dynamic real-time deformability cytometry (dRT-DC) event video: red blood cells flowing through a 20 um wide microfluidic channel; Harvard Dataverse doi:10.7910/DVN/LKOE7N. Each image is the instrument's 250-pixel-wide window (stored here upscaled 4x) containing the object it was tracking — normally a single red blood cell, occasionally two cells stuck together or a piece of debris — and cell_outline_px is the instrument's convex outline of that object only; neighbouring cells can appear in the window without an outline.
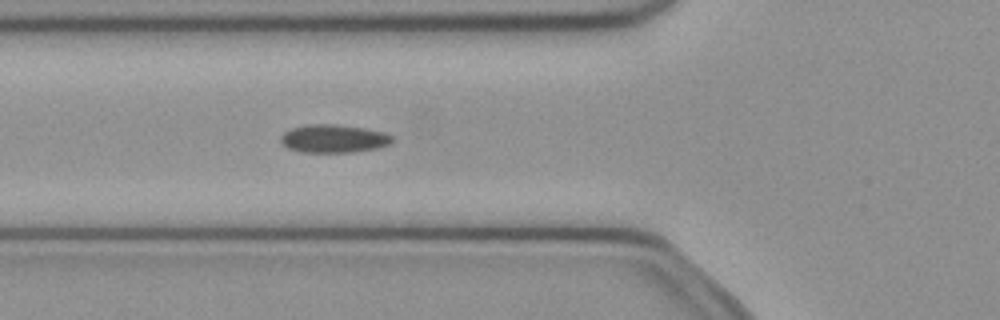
{"species": "common noctule bat (a hibernating species)", "species_latin": "Nyctalus noctula", "temperature_condition": "cold", "stored_images_in_passage": 51, "camera_frame_rate_fps": 3000, "um_per_image_px": 0.085, "animal": {"sex": "female", "body_mass_g": 21.9}, "frame": {"image": 1, "passage_image": 18, "time_ms": 5.667, "image_size_px": [1000, 320], "cell_outline_px": [[396, 140], [392, 144], [376, 148], [352, 152], [300, 152], [288, 148], [280, 140], [280, 136], [284, 132], [292, 128], [304, 124], [336, 124], [364, 128], [384, 132], [392, 136]], "centroid_in_image_um": [28.38, 11.78], "position_along_channel_um": 97.4, "area_um2": 18.44}}
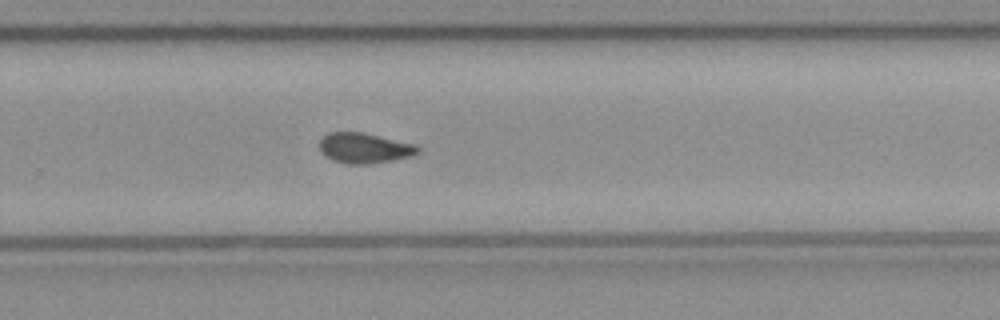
{"frame": {"image": 2, "passage_image": 33, "time_ms": 10.667, "image_size_px": [1000, 320], "cell_outline_px": [[420, 152], [412, 156], [372, 164], [348, 164], [332, 160], [324, 156], [320, 152], [320, 140], [328, 132], [364, 132], [416, 144], [420, 148]], "centroid_in_image_um": [30.98, 12.58], "position_along_channel_um": 298.8, "area_um2": 17.63}}
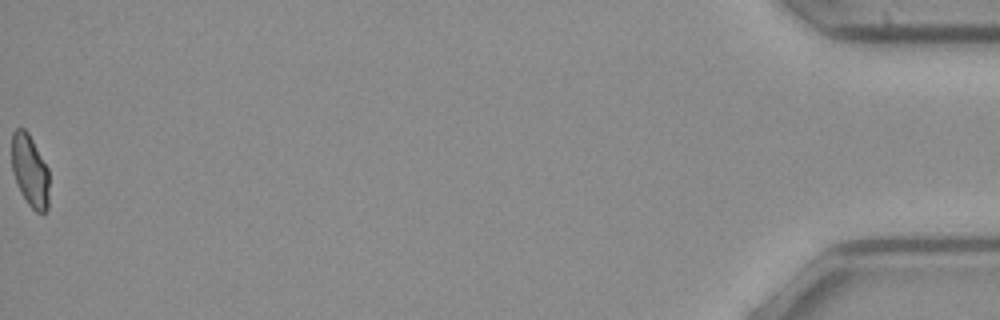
{"frame": {"image": 3, "passage_image": 51, "time_ms": 16.667, "image_size_px": [1000, 320], "cell_outline_px": [[48, 212], [44, 216], [36, 212], [28, 204], [20, 192], [12, 172], [12, 132], [16, 128], [24, 128], [28, 132], [48, 168]], "centroid_in_image_um": [2.55, 14.56], "position_along_channel_um": 432.7, "area_um2": 15.95}, "authors_computed_cell_mechanics": {"area_um2": 17.5712, "velocity_mm_per_s": 4.0263, "shape_relaxation_time_tau1_ms": null, "shape_relaxation_time_tau2_ms": 3.1544, "deformation_change_tau1": null, "deformation_change_tau2": 0.0635}}